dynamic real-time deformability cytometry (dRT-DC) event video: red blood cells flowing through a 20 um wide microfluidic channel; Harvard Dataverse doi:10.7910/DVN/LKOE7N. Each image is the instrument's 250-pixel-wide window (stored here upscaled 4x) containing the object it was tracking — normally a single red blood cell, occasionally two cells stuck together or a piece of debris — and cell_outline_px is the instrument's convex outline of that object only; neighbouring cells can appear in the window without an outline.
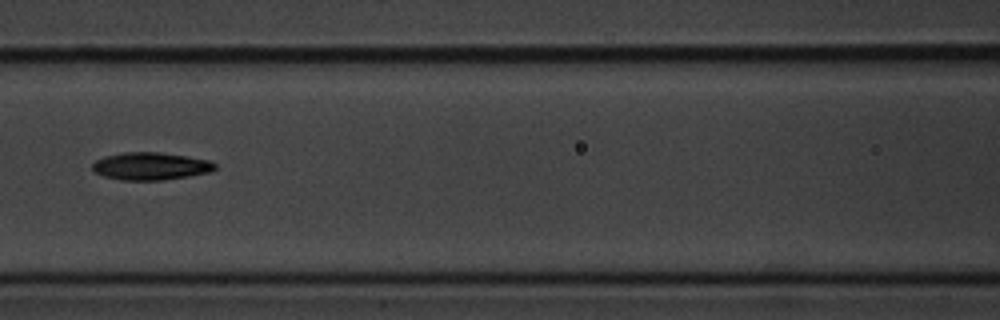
{"species": "common noctule bat (a hibernating species)", "species_latin": "Nyctalus noctula", "temperature_condition": "cold", "stored_images_in_passage": 15, "camera_frame_rate_fps": 3000, "um_per_image_px": 0.085, "animal": {"sex": "male", "body_mass_g": 20.1, "forearm_length_mm": 53.5}, "frame": {"image": 1, "passage_image": 6, "time_ms": 1.667, "image_size_px": [1000, 320], "cell_outline_px": [[216, 168], [212, 172], [164, 180], [120, 180], [104, 176], [96, 172], [92, 168], [92, 164], [96, 160], [104, 156], [120, 152], [160, 152], [188, 156], [208, 160], [216, 164]], "centroid_in_image_um": [12.81, 14.12], "position_along_channel_um": 153.8, "area_um2": 19.83}}
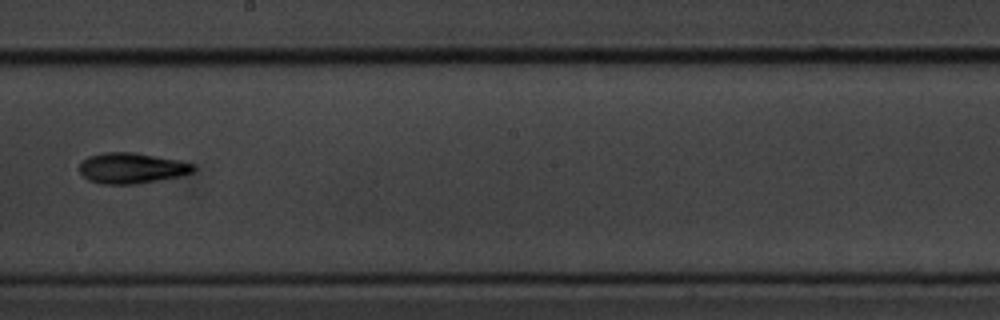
{"frame": {"image": 2, "passage_image": 8, "time_ms": 2.333, "image_size_px": [1000, 320], "cell_outline_px": [[196, 168], [192, 172], [180, 176], [160, 180], [136, 184], [100, 184], [88, 180], [80, 172], [80, 164], [88, 156], [104, 152], [132, 152], [180, 160], [192, 164]], "centroid_in_image_um": [11.19, 14.29], "position_along_channel_um": 237.0, "area_um2": 20.35}}
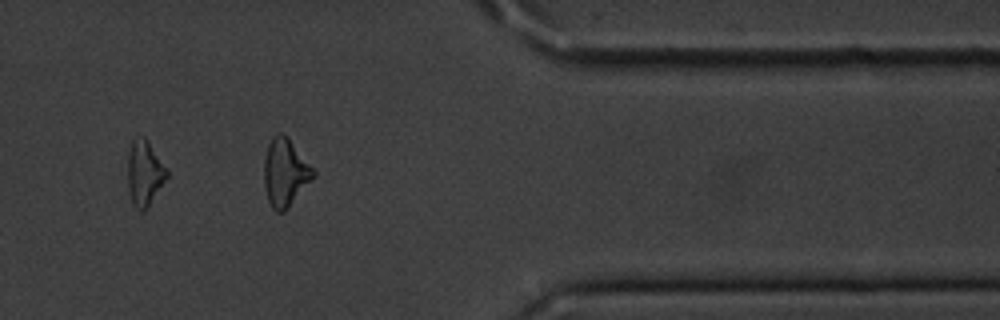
{"frame": {"image": 3, "passage_image": 12, "time_ms": 3.667, "image_size_px": [1000, 320], "cell_outline_px": [[168, 176], [148, 208], [144, 212], [140, 212], [132, 204], [128, 192], [128, 152], [132, 140], [144, 136], [148, 140], [168, 168]], "centroid_in_image_um": [12.29, 14.74], "position_along_channel_um": 399.1, "area_um2": 15.26}}